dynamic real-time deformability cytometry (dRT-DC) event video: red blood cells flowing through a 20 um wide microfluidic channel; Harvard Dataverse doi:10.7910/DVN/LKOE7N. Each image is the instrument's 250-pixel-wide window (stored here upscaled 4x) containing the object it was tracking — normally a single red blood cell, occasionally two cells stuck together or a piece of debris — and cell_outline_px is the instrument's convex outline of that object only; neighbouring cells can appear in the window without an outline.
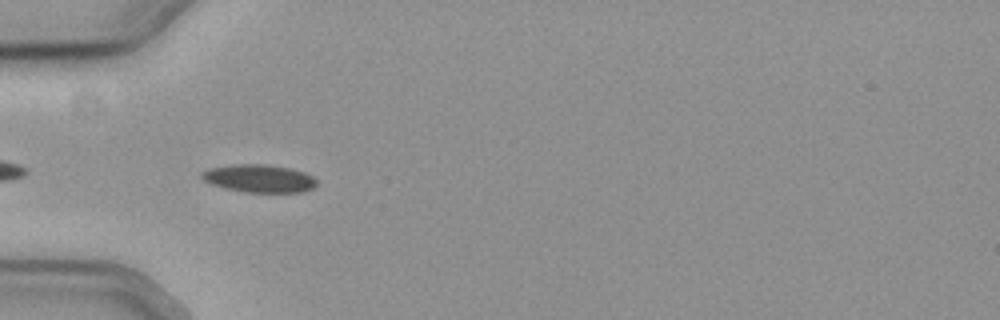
{"species": "common noctule bat (a hibernating species)", "species_latin": "Nyctalus noctula", "temperature_condition": "cold", "stored_images_in_passage": 40, "camera_frame_rate_fps": 3000, "um_per_image_px": 0.085, "animal": {"sex": "female", "body_mass_g": 19.3, "forearm_length_mm": 54.1}, "frame": {"image": 1, "passage_image": 3, "time_ms": 0.667, "image_size_px": [1000, 320], "cell_outline_px": [[316, 188], [304, 192], [244, 192], [212, 184], [204, 180], [200, 176], [200, 172], [208, 168], [236, 164], [264, 164], [292, 168], [304, 172], [312, 176], [316, 180]], "centroid_in_image_um": [22.05, 15.16], "position_along_channel_um": 62.9, "area_um2": 18.73}}
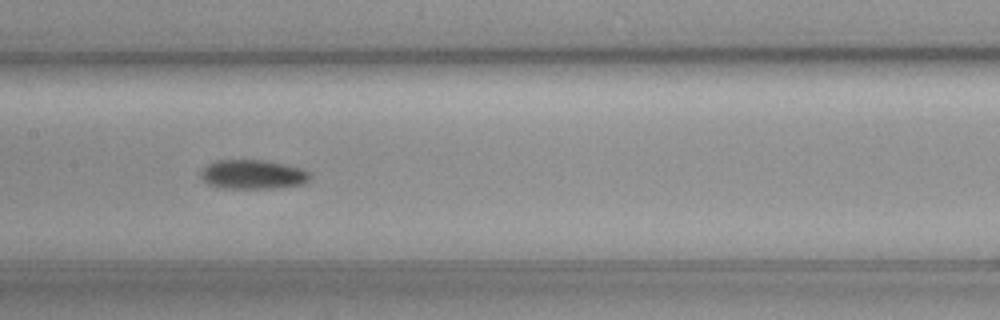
{"frame": {"image": 2, "passage_image": 13, "time_ms": 4.0, "image_size_px": [1000, 320], "cell_outline_px": [[312, 180], [304, 184], [280, 188], [220, 188], [208, 184], [200, 176], [200, 172], [208, 164], [216, 160], [268, 160], [304, 168], [312, 172]], "centroid_in_image_um": [21.59, 14.83], "position_along_channel_um": 185.8, "area_um2": 19.13}}
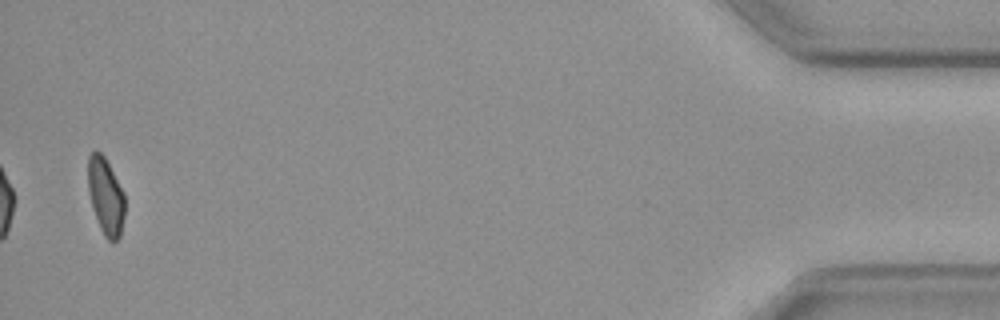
{"frame": {"image": 3, "passage_image": 39, "time_ms": 12.667, "image_size_px": [1000, 320], "cell_outline_px": [[124, 216], [120, 236], [116, 240], [108, 240], [104, 236], [100, 228], [88, 192], [88, 156], [96, 148], [104, 156], [124, 192]], "centroid_in_image_um": [8.98, 16.65], "position_along_channel_um": 426.2, "area_um2": 16.36}}